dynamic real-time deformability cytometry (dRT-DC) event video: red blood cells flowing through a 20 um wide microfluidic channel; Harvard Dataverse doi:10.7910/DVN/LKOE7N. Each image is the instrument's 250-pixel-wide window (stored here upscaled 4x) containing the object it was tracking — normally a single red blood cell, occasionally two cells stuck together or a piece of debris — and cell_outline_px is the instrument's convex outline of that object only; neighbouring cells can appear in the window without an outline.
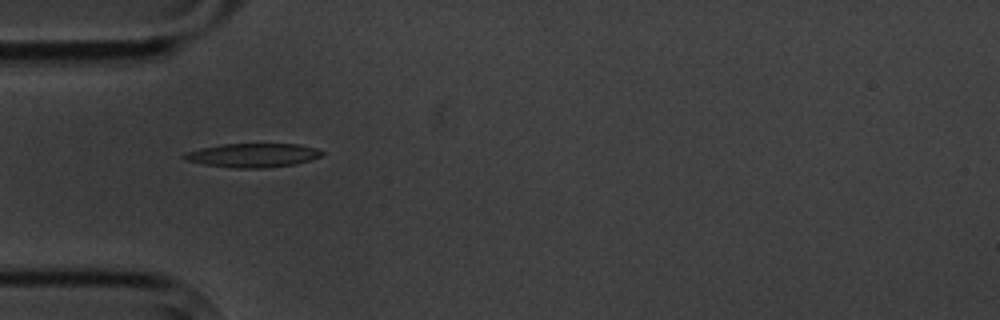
{"species": "common noctule bat (a hibernating species)", "species_latin": "Nyctalus noctula", "temperature_condition": "cold", "stored_images_in_passage": 4, "camera_frame_rate_fps": 3000, "um_per_image_px": 0.085, "animal": {"sex": "male", "body_mass_g": 20.1, "forearm_length_mm": 53.5}, "frame": {"image": 1, "passage_image": 1, "time_ms": 0.0, "image_size_px": [1000, 320], "cell_outline_px": [[324, 152], [320, 156], [312, 160], [296, 164], [268, 168], [236, 168], [204, 164], [188, 160], [180, 156], [184, 152], [200, 148], [224, 144], [296, 144], [316, 148]], "centroid_in_image_um": [21.5, 13.2], "position_along_channel_um": 63.5, "area_um2": 19.19}}
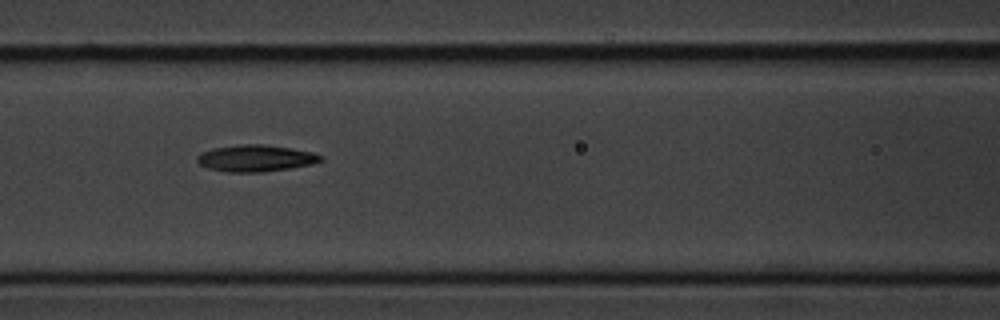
{"frame": {"image": 2, "passage_image": 3, "time_ms": 2.333, "image_size_px": [1000, 320], "cell_outline_px": [[324, 160], [312, 164], [288, 168], [260, 172], [224, 172], [208, 168], [200, 164], [196, 160], [196, 156], [200, 152], [212, 148], [240, 144], [264, 144], [292, 148], [312, 152], [320, 156]], "centroid_in_image_um": [21.68, 13.44], "position_along_channel_um": 144.9, "area_um2": 19.25}}
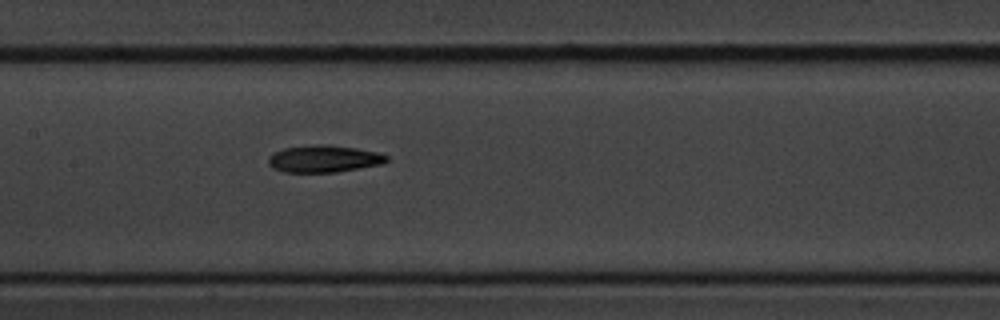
{"frame": {"image": 3, "passage_image": 4, "time_ms": 3.333, "image_size_px": [1000, 320], "cell_outline_px": [[388, 160], [384, 164], [336, 172], [284, 172], [272, 168], [268, 164], [268, 156], [272, 152], [284, 148], [312, 144], [328, 144], [356, 148], [376, 152], [388, 156]], "centroid_in_image_um": [27.5, 13.49], "position_along_channel_um": 179.9, "area_um2": 18.9}}